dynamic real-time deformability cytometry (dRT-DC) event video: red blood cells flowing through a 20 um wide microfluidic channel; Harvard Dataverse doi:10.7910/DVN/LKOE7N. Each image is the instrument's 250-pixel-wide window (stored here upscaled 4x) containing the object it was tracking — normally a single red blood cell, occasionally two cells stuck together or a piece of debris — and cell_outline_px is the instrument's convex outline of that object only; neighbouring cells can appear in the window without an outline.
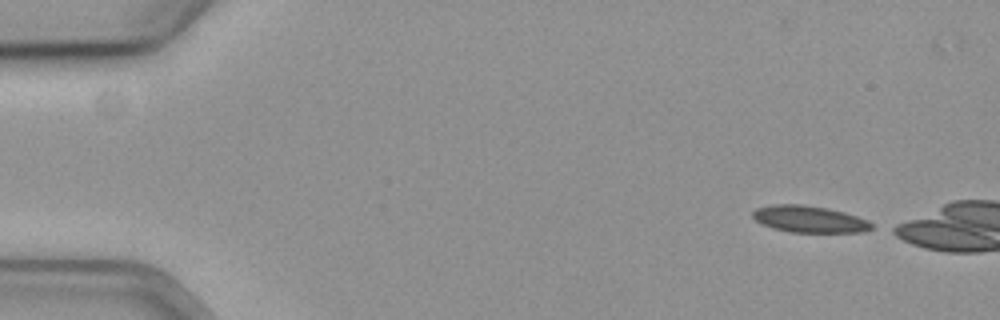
{"species": "common noctule bat (a hibernating species)", "species_latin": "Nyctalus noctula", "temperature_condition": "cold", "stored_images_in_passage": 6, "camera_frame_rate_fps": 3000, "um_per_image_px": 0.085, "animal": {"sex": "female", "body_mass_g": 19.3, "forearm_length_mm": 54.1}, "frame": {"image": 1, "passage_image": 1, "time_ms": 0.0, "image_size_px": [1000, 320], "cell_outline_px": [[872, 228], [860, 232], [792, 232], [772, 228], [756, 220], [752, 216], [752, 212], [756, 208], [772, 204], [804, 204], [828, 208], [844, 212], [868, 220], [872, 224]], "centroid_in_image_um": [68.77, 18.61], "position_along_channel_um": 16.2, "area_um2": 18.44}}